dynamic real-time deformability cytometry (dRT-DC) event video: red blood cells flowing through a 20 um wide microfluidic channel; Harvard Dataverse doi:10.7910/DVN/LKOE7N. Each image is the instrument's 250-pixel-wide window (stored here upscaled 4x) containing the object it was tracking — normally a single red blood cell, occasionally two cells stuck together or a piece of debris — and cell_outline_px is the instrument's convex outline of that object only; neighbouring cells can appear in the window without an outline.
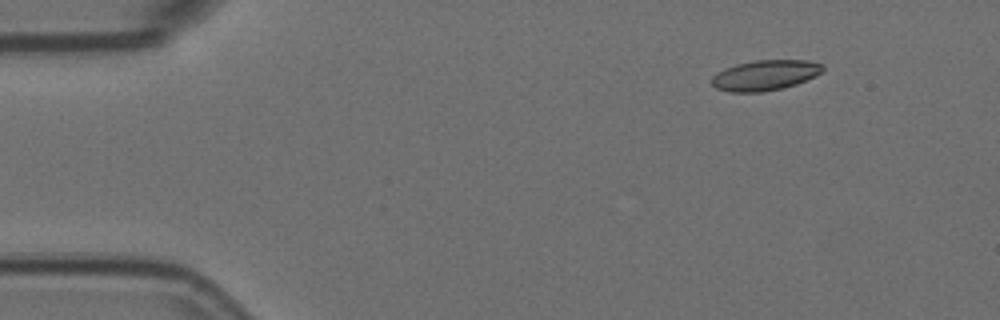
{"species": "Egyptian fruit bat (a non-hibernating species)", "species_latin": "Rousettus aegyptiacus", "temperature_condition": "room temperature", "stored_images_in_passage": 5, "camera_frame_rate_fps": 3000, "um_per_image_px": 0.085, "animal": {"sex": "female"}, "frame": {"image": 1, "passage_image": 5, "time_ms": 1.333, "image_size_px": [1000, 320], "cell_outline_px": [[824, 72], [816, 76], [796, 84], [784, 88], [760, 92], [728, 92], [716, 88], [712, 84], [712, 76], [716, 72], [724, 68], [736, 64], [756, 60], [808, 60], [824, 64]], "centroid_in_image_um": [65.05, 6.39], "position_along_channel_um": 19.9, "area_um2": 19.88}}